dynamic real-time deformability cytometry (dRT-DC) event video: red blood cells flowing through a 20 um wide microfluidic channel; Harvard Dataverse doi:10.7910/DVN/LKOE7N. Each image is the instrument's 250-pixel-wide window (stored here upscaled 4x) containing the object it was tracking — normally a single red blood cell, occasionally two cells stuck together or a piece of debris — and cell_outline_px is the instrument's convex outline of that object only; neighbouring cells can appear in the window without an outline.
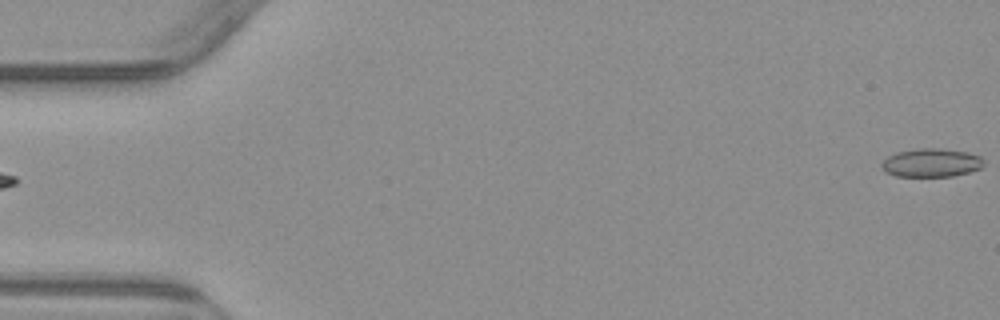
{"species": "common noctule bat (a hibernating species)", "species_latin": "Nyctalus noctula", "temperature_condition": "warm", "stored_images_in_passage": 5, "segment_of_instrument_passage": [2, 2], "camera_frame_rate_fps": 3000, "um_per_image_px": 0.085, "animal": {"sex": "male", "body_mass_g": 23.1, "forearm_length_mm": 52.7}, "frame": {"image": 1, "passage_image": 5, "time_ms": 4.667, "image_size_px": [1000, 320], "cell_outline_px": [[984, 164], [980, 168], [968, 172], [952, 176], [896, 176], [884, 172], [880, 168], [880, 164], [888, 156], [896, 152], [916, 148], [940, 148], [968, 152], [980, 156], [984, 160]], "centroid_in_image_um": [79.13, 13.82], "position_along_channel_um": 5.9, "area_um2": 17.11}}